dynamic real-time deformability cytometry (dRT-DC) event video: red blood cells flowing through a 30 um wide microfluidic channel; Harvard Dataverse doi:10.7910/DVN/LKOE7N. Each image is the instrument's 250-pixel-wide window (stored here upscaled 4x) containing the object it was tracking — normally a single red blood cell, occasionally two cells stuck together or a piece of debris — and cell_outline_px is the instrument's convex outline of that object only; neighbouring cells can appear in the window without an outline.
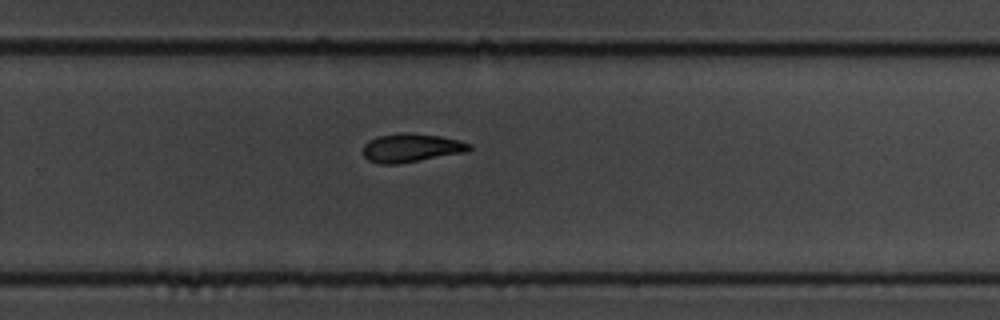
{"species": "common noctule bat (a hibernating species)", "species_latin": "Nyctalus noctula", "temperature_condition": "cold", "stored_images_in_passage": 11, "camera_frame_rate_fps": 3000, "um_per_image_px": 0.085, "animal": {"sex": "male", "body_mass_g": 19.5, "forearm_length_mm": 54.6}, "frame": {"image": 1, "passage_image": 11, "time_ms": 3.333, "image_size_px": [1000, 320], "cell_outline_px": [[472, 148], [468, 152], [400, 164], [380, 164], [368, 160], [364, 156], [364, 144], [368, 140], [376, 136], [404, 132], [412, 132], [440, 136], [460, 140], [472, 144]], "centroid_in_image_um": [34.98, 12.56], "position_along_channel_um": 294.8, "area_um2": 18.09}}